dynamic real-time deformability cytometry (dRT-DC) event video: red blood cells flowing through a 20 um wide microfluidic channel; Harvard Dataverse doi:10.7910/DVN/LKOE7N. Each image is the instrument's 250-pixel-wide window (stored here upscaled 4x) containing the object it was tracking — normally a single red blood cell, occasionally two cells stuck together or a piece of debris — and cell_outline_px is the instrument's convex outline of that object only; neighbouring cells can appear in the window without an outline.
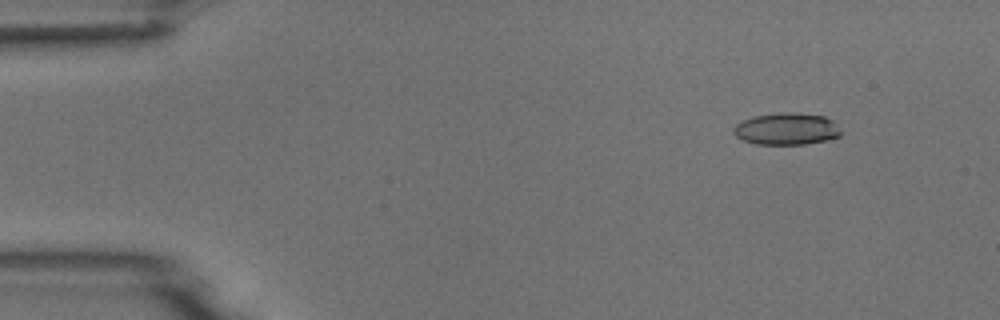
{"species": "common noctule bat (a hibernating species)", "species_latin": "Nyctalus noctula", "temperature_condition": "room temperature", "stored_images_in_passage": 4, "camera_frame_rate_fps": 3000, "um_per_image_px": 0.085, "animal": {"sex": "male", "body_mass_g": 18.8}, "frame": {"image": 1, "passage_image": 1, "time_ms": 0.0, "image_size_px": [1000, 320], "cell_outline_px": [[840, 136], [828, 140], [804, 144], [756, 144], [744, 140], [736, 136], [732, 132], [732, 128], [736, 124], [752, 116], [784, 112], [792, 112], [824, 116], [832, 120], [840, 132]], "centroid_in_image_um": [66.83, 10.95], "position_along_channel_um": 18.2, "area_um2": 19.88}}
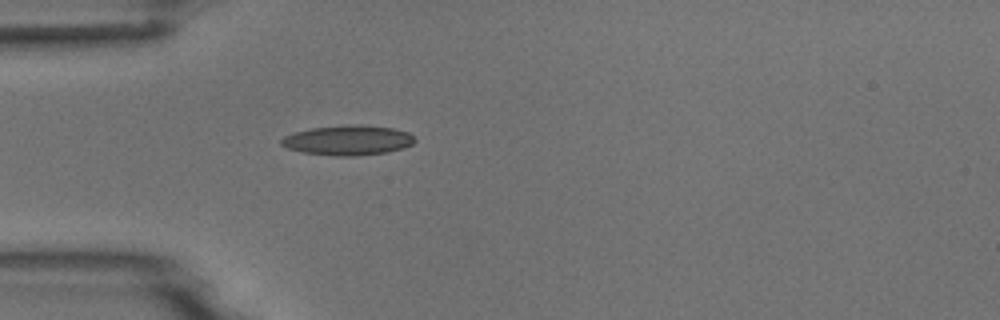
{"frame": {"image": 2, "passage_image": 4, "time_ms": 3.333, "image_size_px": [1000, 320], "cell_outline_px": [[416, 140], [412, 144], [404, 148], [388, 152], [356, 156], [336, 156], [304, 152], [288, 148], [280, 144], [280, 140], [284, 136], [296, 132], [312, 128], [356, 124], [392, 128], [408, 132]], "centroid_in_image_um": [29.6, 11.93], "position_along_channel_um": 55.4, "area_um2": 23.06}}